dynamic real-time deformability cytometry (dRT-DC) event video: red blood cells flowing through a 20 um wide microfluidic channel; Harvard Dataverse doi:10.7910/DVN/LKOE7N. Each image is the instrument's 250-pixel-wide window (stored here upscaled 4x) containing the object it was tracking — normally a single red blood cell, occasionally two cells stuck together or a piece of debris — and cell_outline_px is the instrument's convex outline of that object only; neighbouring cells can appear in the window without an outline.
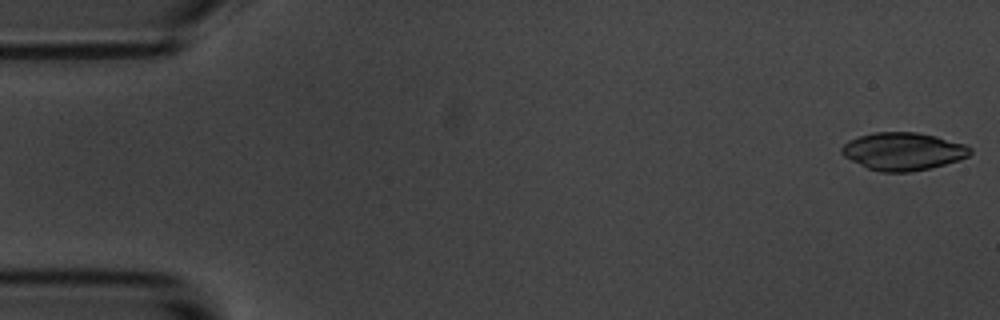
{"species": "common noctule bat (a hibernating species)", "species_latin": "Nyctalus noctula", "temperature_condition": "room temperature", "stored_images_in_passage": 6, "camera_frame_rate_fps": 3000, "um_per_image_px": 0.085, "animal": {"sex": "male", "body_mass_g": 20.1, "forearm_length_mm": 53.5}, "frame": {"image": 1, "passage_image": 1, "time_ms": 0.0, "image_size_px": [1000, 320], "cell_outline_px": [[972, 152], [968, 156], [960, 160], [928, 168], [908, 172], [880, 172], [868, 168], [844, 156], [840, 152], [840, 148], [848, 140], [860, 136], [876, 132], [916, 132], [936, 136], [964, 144], [972, 148]], "centroid_in_image_um": [76.76, 12.86], "position_along_channel_um": 8.2, "area_um2": 28.09}}